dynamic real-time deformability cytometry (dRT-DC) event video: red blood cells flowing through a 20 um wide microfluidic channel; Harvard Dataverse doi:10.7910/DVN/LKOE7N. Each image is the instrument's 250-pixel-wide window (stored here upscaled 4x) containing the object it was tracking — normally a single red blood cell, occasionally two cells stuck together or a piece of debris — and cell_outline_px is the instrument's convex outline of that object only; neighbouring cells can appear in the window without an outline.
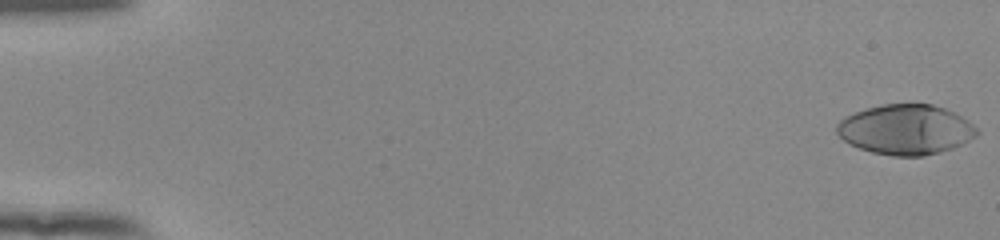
{"species": "human", "species_latin": "Homo sapiens", "temperature_condition": "room temperature", "stored_images_in_passage": 54, "camera_frame_rate_fps": 3000, "um_per_image_px": 0.085, "donor": {"sex": "female"}, "frame": {"image": 1, "passage_image": 1, "time_ms": 0.0, "image_size_px": [1000, 240], "cell_outline_px": [[980, 132], [976, 136], [964, 144], [940, 152], [924, 156], [892, 156], [872, 152], [848, 144], [836, 132], [836, 124], [844, 116], [880, 104], [932, 104], [956, 112], [968, 120]], "centroid_in_image_um": [77.0, 11.01], "position_along_channel_um": 8.0, "area_um2": 41.1}}
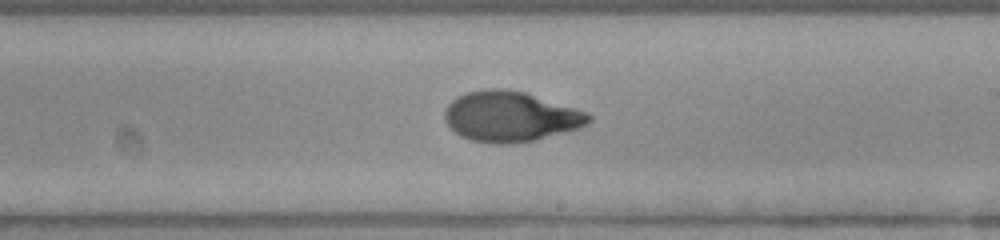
{"frame": {"image": 2, "passage_image": 33, "time_ms": 10.667, "image_size_px": [1000, 240], "cell_outline_px": [[592, 120], [580, 128], [536, 140], [508, 144], [496, 144], [472, 140], [460, 136], [444, 120], [444, 112], [448, 104], [456, 96], [464, 92], [492, 88], [500, 88], [524, 92], [588, 112], [592, 116]], "centroid_in_image_um": [43.38, 9.91], "position_along_channel_um": 245.6, "area_um2": 42.25}}
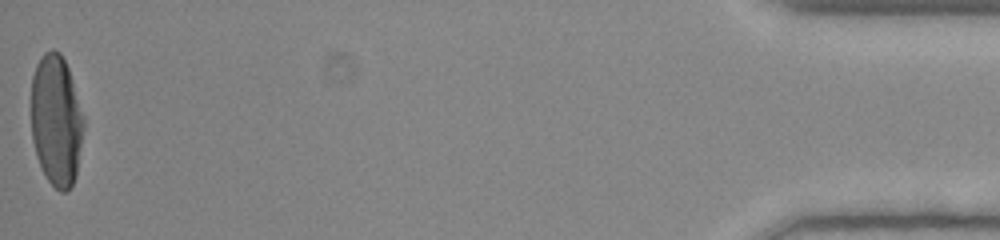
{"frame": {"image": 3, "passage_image": 54, "time_ms": 17.667, "image_size_px": [1000, 240], "cell_outline_px": [[84, 124], [76, 176], [68, 192], [60, 192], [48, 180], [36, 156], [32, 140], [32, 76], [36, 64], [44, 52], [52, 48], [60, 52], [68, 68], [72, 80], [84, 120]], "centroid_in_image_um": [4.77, 10.23], "position_along_channel_um": 430.4, "area_um2": 39.94}, "authors_computed_cell_mechanics": {"area_um2": 40.9513, "velocity_mm_per_s": 3.9077, "shape_relaxation_time_tau1_ms": 5.9998, "shape_relaxation_time_tau2_ms": 1.3546, "deformation_change_tau1": 0.2735, "deformation_change_tau2": 0.0441}}